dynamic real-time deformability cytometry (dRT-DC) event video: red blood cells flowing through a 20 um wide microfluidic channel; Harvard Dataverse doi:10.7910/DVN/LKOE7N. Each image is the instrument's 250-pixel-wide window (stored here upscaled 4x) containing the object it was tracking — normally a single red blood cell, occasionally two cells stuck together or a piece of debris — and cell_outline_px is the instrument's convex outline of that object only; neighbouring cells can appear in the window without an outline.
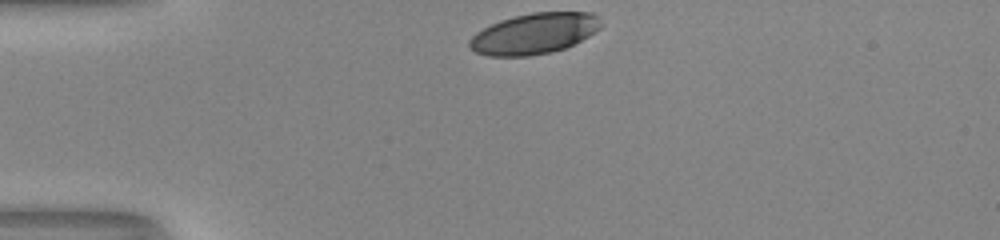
{"species": "human", "species_latin": "Homo sapiens", "temperature_condition": "room temperature", "stored_images_in_passage": 30, "camera_frame_rate_fps": 3000, "um_per_image_px": 0.085, "donor": {"sex": "male"}, "frame": {"image": 1, "passage_image": 1, "time_ms": 0.0, "image_size_px": [1000, 240], "cell_outline_px": [[604, 24], [600, 28], [588, 36], [564, 48], [552, 52], [528, 56], [488, 56], [476, 52], [468, 48], [468, 40], [476, 32], [500, 20], [532, 12], [592, 12], [600, 16]], "centroid_in_image_um": [45.42, 2.85], "position_along_channel_um": 39.6, "area_um2": 31.39}}
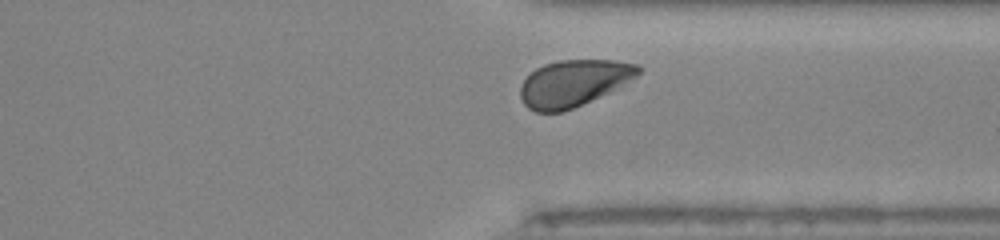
{"frame": {"image": 2, "passage_image": 28, "time_ms": 9.0, "image_size_px": [1000, 240], "cell_outline_px": [[640, 72], [636, 76], [608, 92], [572, 108], [560, 112], [536, 112], [528, 108], [524, 104], [520, 96], [520, 84], [536, 68], [544, 64], [560, 60], [616, 60], [636, 64], [640, 68]], "centroid_in_image_um": [48.71, 7.06], "position_along_channel_um": 362.7, "area_um2": 31.5}, "authors_computed_cell_mechanics": {"area_um2": 33.235, "velocity_mm_per_s": 4.0469, "shape_relaxation_time_tau1_ms": 3.2889, "shape_relaxation_time_tau2_ms": null, "deformation_change_tau1": 0.1547, "deformation_change_tau2": null}}